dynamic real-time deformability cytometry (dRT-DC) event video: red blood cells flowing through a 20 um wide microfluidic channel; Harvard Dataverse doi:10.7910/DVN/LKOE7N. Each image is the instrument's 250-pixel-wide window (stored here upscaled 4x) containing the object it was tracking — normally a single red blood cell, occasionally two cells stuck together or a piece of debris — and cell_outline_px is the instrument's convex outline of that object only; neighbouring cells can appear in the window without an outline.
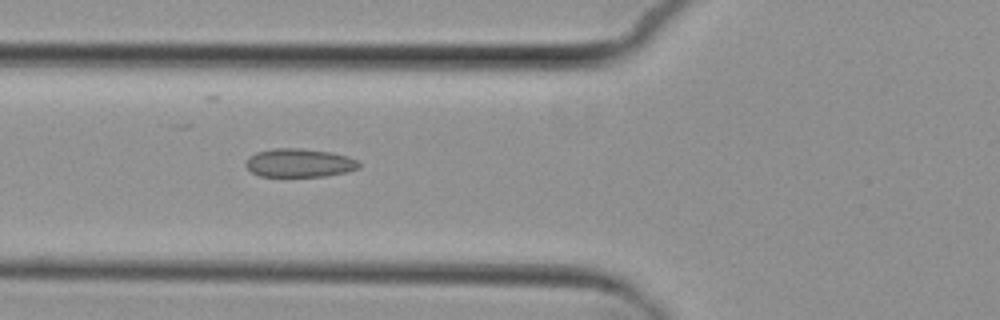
{"species": "common noctule bat (a hibernating species)", "species_latin": "Nyctalus noctula", "temperature_condition": "cold", "stored_images_in_passage": 7, "camera_frame_rate_fps": 3000, "um_per_image_px": 0.085, "animal": {"sex": "female", "body_mass_g": 29.2, "forearm_length_mm": 56.3}, "frame": {"image": 1, "passage_image": 3, "time_ms": 2.333, "image_size_px": [1000, 320], "cell_outline_px": [[360, 168], [348, 172], [324, 176], [260, 176], [252, 172], [244, 164], [248, 156], [256, 152], [272, 148], [300, 148], [332, 152], [348, 156], [356, 160], [360, 164]], "centroid_in_image_um": [25.44, 13.84], "position_along_channel_um": 100.4, "area_um2": 18.96}}
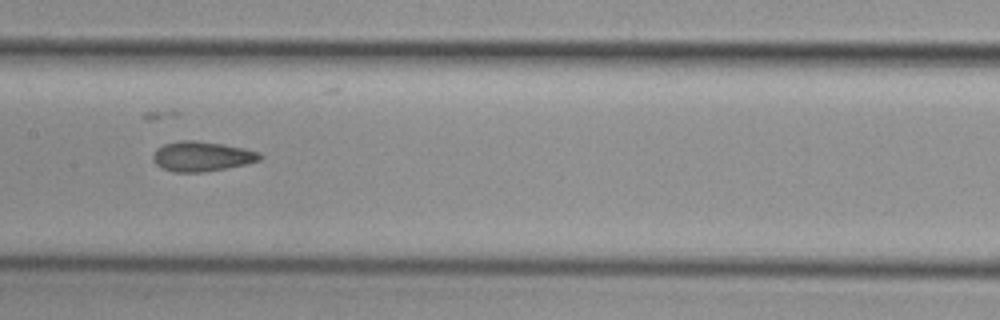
{"frame": {"image": 2, "passage_image": 5, "time_ms": 4.667, "image_size_px": [1000, 320], "cell_outline_px": [[264, 156], [260, 160], [248, 164], [204, 172], [172, 172], [160, 168], [152, 160], [152, 156], [156, 148], [164, 144], [180, 140], [192, 140], [220, 144], [244, 148], [260, 152]], "centroid_in_image_um": [17.14, 13.3], "position_along_channel_um": 190.3, "area_um2": 18.79}}
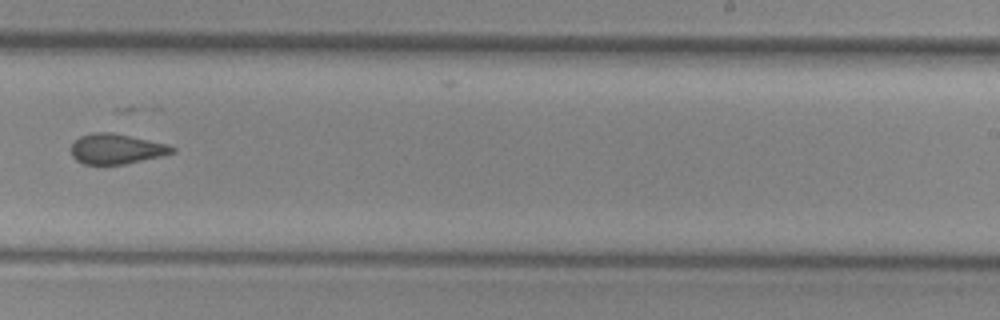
{"frame": {"image": 3, "passage_image": 7, "time_ms": 7.0, "image_size_px": [1000, 320], "cell_outline_px": [[176, 152], [160, 156], [124, 164], [84, 164], [76, 160], [72, 156], [72, 144], [80, 136], [92, 132], [112, 132], [168, 144], [176, 148]], "centroid_in_image_um": [9.9, 12.65], "position_along_channel_um": 279.1, "area_um2": 17.69}}